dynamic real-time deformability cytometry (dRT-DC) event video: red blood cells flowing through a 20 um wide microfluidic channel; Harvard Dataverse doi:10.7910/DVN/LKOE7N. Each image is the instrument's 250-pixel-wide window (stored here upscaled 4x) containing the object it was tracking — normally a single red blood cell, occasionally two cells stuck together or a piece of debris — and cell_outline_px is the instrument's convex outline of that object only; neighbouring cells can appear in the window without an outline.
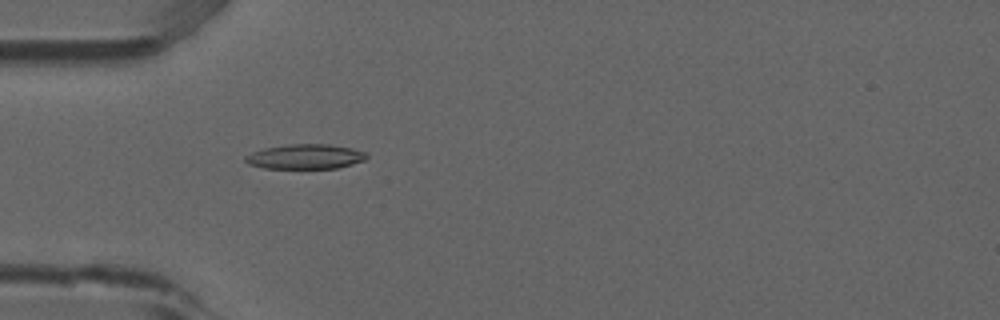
{"species": "common noctule bat (a hibernating species)", "species_latin": "Nyctalus noctula", "temperature_condition": "room temperature", "stored_images_in_passage": 4, "camera_frame_rate_fps": 3000, "um_per_image_px": 0.085, "animal": {"sex": "male", "forearm_length_mm": 52.5}, "frame": {"image": 1, "passage_image": 4, "time_ms": 1.0, "image_size_px": [1000, 320], "cell_outline_px": [[368, 156], [364, 160], [352, 164], [336, 168], [264, 168], [248, 164], [244, 160], [244, 156], [252, 152], [264, 148], [288, 144], [328, 144], [352, 148], [368, 152]], "centroid_in_image_um": [25.95, 13.3], "position_along_channel_um": 59.0, "area_um2": 17.57}}